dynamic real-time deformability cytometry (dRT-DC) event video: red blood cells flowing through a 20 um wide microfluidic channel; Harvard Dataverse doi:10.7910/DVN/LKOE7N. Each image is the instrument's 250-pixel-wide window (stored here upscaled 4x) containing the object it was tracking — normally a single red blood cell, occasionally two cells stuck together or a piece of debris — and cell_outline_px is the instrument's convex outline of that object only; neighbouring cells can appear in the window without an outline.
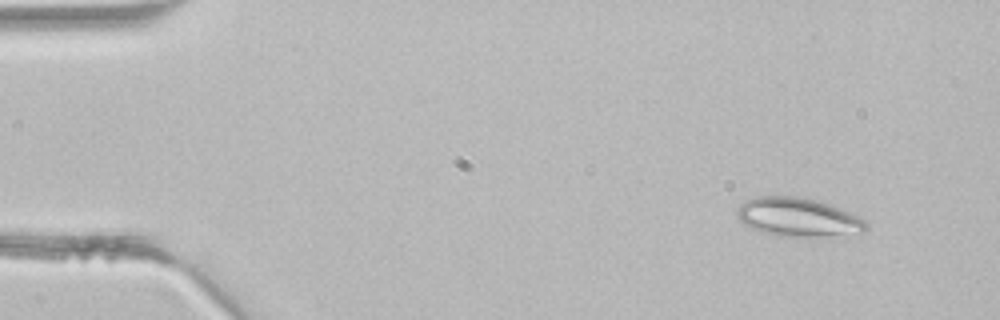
{"species": "common noctule bat (a hibernating species)", "species_latin": "Nyctalus noctula", "temperature_condition": "room temperature", "stored_images_in_passage": 3, "camera_frame_rate_fps": 3000, "um_per_image_px": 0.085, "animal": {"sex": "male", "body_mass_g": 21.5, "forearm_length_mm": 52.0}, "frame": {"image": 1, "passage_image": 1, "time_ms": 0.0, "image_size_px": [1000, 320], "cell_outline_px": [[868, 228], [864, 232], [820, 236], [780, 236], [764, 232], [752, 228], [744, 224], [736, 216], [736, 208], [744, 200], [756, 196], [804, 196], [820, 200], [852, 212], [864, 220], [868, 224]], "centroid_in_image_um": [67.83, 18.43], "position_along_channel_um": 17.2, "area_um2": 29.42}}